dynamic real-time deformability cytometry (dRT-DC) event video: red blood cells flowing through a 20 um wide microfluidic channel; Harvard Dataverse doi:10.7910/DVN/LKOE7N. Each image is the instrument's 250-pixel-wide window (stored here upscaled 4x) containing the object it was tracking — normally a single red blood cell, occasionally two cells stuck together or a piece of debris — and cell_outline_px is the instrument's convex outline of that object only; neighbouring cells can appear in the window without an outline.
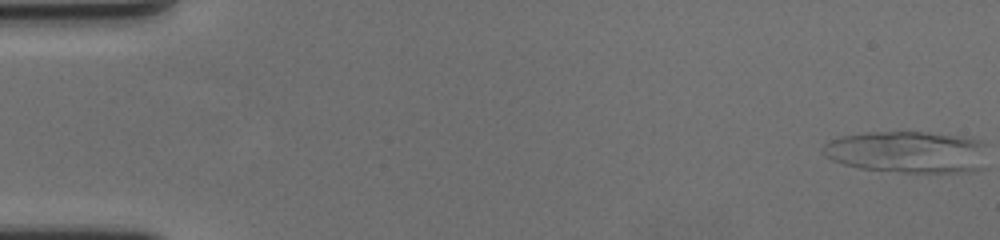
{"species": "human", "species_latin": "Homo sapiens", "temperature_condition": "cold", "stored_images_in_passage": 59, "camera_frame_rate_fps": 3000, "um_per_image_px": 0.085, "donor": {"sex": "female"}, "frame": {"image": 1, "passage_image": 1, "time_ms": 0.0, "image_size_px": [1000, 240], "cell_outline_px": [[984, 168], [948, 172], [904, 172], [860, 168], [844, 164], [832, 160], [828, 156], [828, 144], [832, 140], [844, 136], [868, 132], [920, 132], [956, 136], [980, 140], [984, 144]], "centroid_in_image_um": [77.19, 12.92], "position_along_channel_um": 7.8, "area_um2": 38.96}}
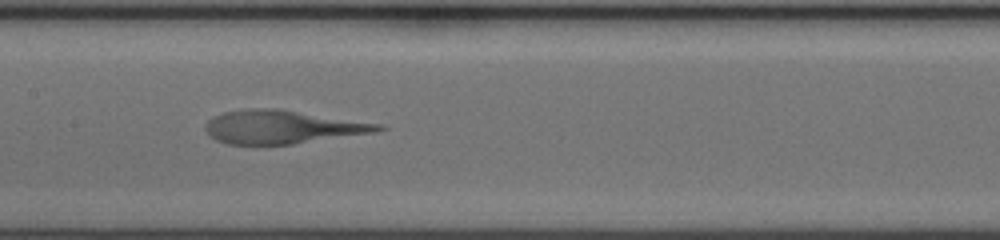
{"frame": {"image": 2, "passage_image": 30, "time_ms": 9.667, "image_size_px": [1000, 240], "cell_outline_px": [[388, 128], [376, 132], [292, 144], [228, 144], [216, 140], [204, 128], [204, 124], [212, 116], [224, 112], [244, 108], [280, 108], [384, 124]], "centroid_in_image_um": [24.03, 10.77], "position_along_channel_um": 183.4, "area_um2": 33.93}}
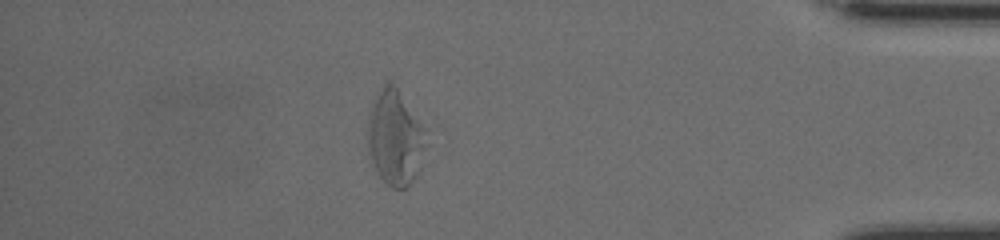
{"frame": {"image": 3, "passage_image": 52, "time_ms": 17.0, "image_size_px": [1000, 240], "cell_outline_px": [[428, 144], [416, 172], [412, 180], [404, 188], [392, 188], [380, 176], [368, 152], [368, 128], [372, 104], [384, 80], [392, 76], [428, 132]], "centroid_in_image_um": [33.62, 11.57], "position_along_channel_um": 401.6, "area_um2": 32.83}}